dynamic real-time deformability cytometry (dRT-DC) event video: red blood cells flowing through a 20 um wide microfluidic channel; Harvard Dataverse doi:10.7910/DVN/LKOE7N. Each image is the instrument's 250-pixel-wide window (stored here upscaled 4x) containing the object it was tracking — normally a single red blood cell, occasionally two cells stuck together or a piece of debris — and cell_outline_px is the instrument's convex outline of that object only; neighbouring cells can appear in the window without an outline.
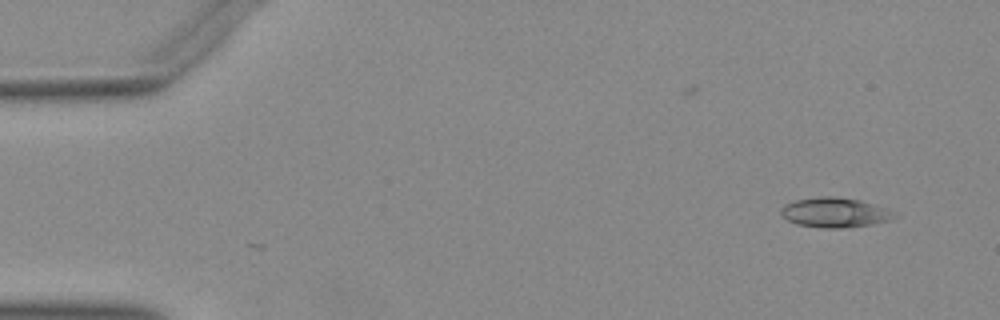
{"species": "Egyptian fruit bat (a non-hibernating species)", "species_latin": "Rousettus aegyptiacus", "temperature_condition": "warm", "stored_images_in_passage": 12, "camera_frame_rate_fps": 3000, "um_per_image_px": 0.085, "animal": {"sex": "female"}, "frame": {"image": 1, "passage_image": 1, "time_ms": 0.0, "image_size_px": [1000, 320], "cell_outline_px": [[900, 216], [892, 220], [872, 224], [840, 228], [820, 228], [796, 224], [780, 216], [780, 208], [784, 204], [796, 200], [820, 196], [836, 196], [860, 200], [900, 212]], "centroid_in_image_um": [71.01, 18.06], "position_along_channel_um": 14.0, "area_um2": 20.17}}
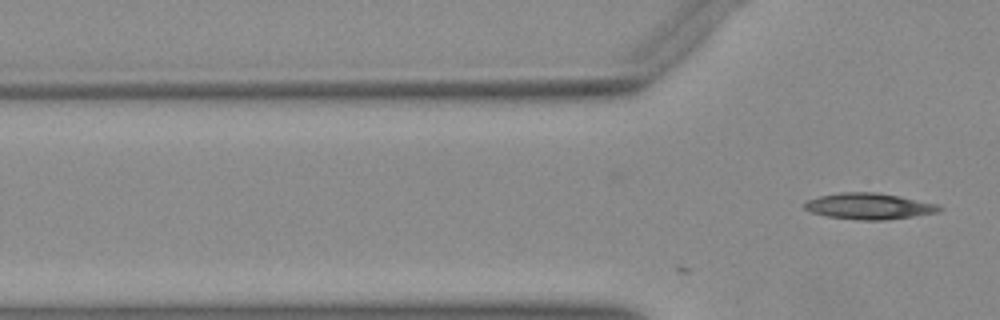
{"frame": {"image": 2, "passage_image": 12, "time_ms": 3.667, "image_size_px": [1000, 320], "cell_outline_px": [[944, 208], [940, 212], [888, 220], [860, 220], [828, 216], [812, 212], [804, 208], [804, 204], [808, 200], [820, 196], [840, 192], [876, 192], [936, 204]], "centroid_in_image_um": [73.88, 17.53], "position_along_channel_um": 51.9, "area_um2": 20.29}}